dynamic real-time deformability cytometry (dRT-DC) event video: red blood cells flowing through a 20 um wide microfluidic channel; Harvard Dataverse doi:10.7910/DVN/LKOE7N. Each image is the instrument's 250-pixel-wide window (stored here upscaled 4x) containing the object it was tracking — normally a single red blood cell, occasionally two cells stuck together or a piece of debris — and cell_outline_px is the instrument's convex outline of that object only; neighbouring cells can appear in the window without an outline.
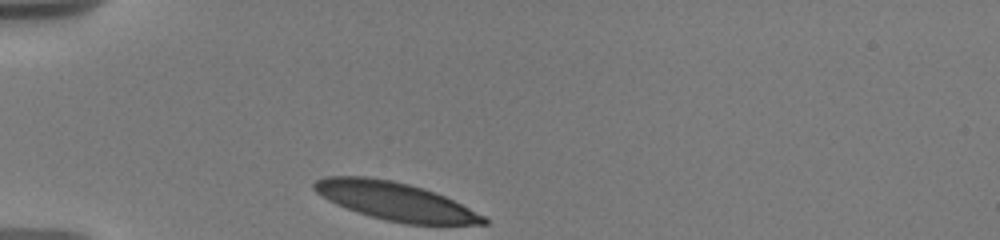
{"species": "human", "species_latin": "Homo sapiens", "temperature_condition": "warm", "stored_images_in_passage": 28, "camera_frame_rate_fps": 3000, "um_per_image_px": 0.085, "donor": {"sex": "male"}, "frame": {"image": 1, "passage_image": 1, "time_ms": 0.0, "image_size_px": [1000, 240], "cell_outline_px": [[488, 224], [404, 224], [384, 220], [356, 212], [336, 204], [328, 200], [316, 192], [312, 188], [312, 184], [316, 180], [324, 176], [364, 176], [392, 180], [424, 188], [436, 192], [484, 216], [488, 220]], "centroid_in_image_um": [33.54, 17.1], "position_along_channel_um": 51.5, "area_um2": 37.45}}
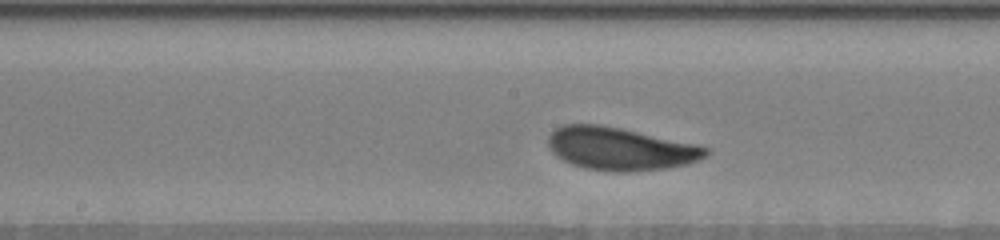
{"frame": {"image": 2, "passage_image": 13, "time_ms": 4.667, "image_size_px": [1000, 240], "cell_outline_px": [[712, 152], [708, 156], [700, 160], [688, 164], [664, 168], [632, 172], [612, 172], [584, 168], [572, 164], [556, 156], [548, 148], [548, 136], [556, 128], [564, 124], [600, 124], [620, 128], [696, 144], [708, 148]], "centroid_in_image_um": [52.73, 12.65], "position_along_channel_um": 195.5, "area_um2": 39.59}}
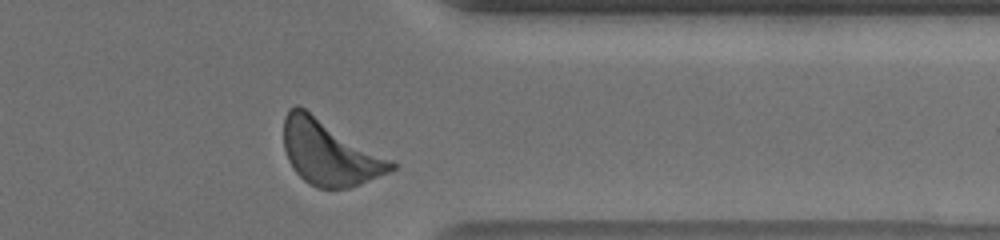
{"frame": {"image": 3, "passage_image": 27, "time_ms": 10.0, "image_size_px": [1000, 240], "cell_outline_px": [[396, 168], [388, 172], [360, 184], [348, 188], [316, 188], [308, 184], [292, 168], [288, 160], [284, 148], [284, 116], [288, 108], [296, 104], [304, 108], [392, 160], [396, 164]], "centroid_in_image_um": [27.96, 12.98], "position_along_channel_um": 383.4, "area_um2": 40.34}, "authors_computed_cell_mechanics": {"area_um2": 38.3503, "velocity_mm_per_s": 3.5846, "shape_relaxation_time_tau1_ms": 2.1149, "shape_relaxation_time_tau2_ms": 3.9102, "deformation_change_tau1": 0.1067, "deformation_change_tau2": 0.117}}